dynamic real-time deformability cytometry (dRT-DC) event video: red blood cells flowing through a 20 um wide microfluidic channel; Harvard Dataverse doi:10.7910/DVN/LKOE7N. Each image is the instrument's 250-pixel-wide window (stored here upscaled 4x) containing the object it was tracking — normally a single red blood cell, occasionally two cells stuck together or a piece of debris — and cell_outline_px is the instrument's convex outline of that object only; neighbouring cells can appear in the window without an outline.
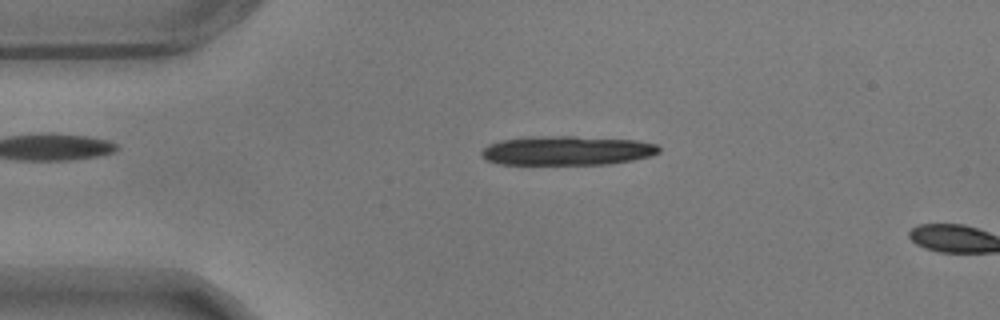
{"species": "common noctule bat (a hibernating species)", "species_latin": "Nyctalus noctula", "temperature_condition": "warm", "stored_images_in_passage": 14, "camera_frame_rate_fps": 3000, "um_per_image_px": 0.085, "animal": {"sex": "male", "body_mass_g": 17.9}, "frame": {"image": 1, "passage_image": 12, "time_ms": 3.667, "image_size_px": [1000, 320], "cell_outline_px": [[660, 152], [652, 156], [632, 160], [608, 164], [500, 164], [488, 160], [480, 156], [480, 152], [488, 144], [500, 140], [528, 136], [572, 136], [640, 140], [656, 144], [660, 148]], "centroid_in_image_um": [48.2, 12.79], "position_along_channel_um": 36.8, "area_um2": 30.52}}